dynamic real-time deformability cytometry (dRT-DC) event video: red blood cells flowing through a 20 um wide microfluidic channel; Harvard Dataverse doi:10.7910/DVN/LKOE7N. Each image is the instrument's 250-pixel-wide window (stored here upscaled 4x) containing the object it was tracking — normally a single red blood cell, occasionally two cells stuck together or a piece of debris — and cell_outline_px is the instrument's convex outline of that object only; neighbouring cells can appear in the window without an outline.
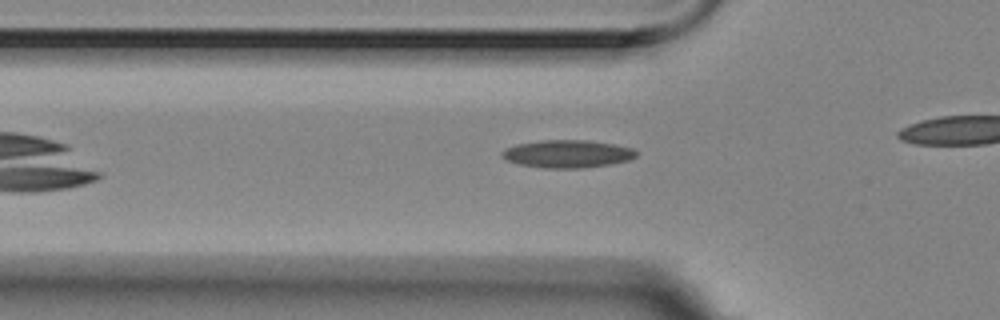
{"species": "Egyptian fruit bat (a non-hibernating species)", "species_latin": "Rousettus aegyptiacus", "temperature_condition": "room temperature", "stored_images_in_passage": 37, "camera_frame_rate_fps": 3000, "um_per_image_px": 0.085, "animal": {"sex": "female"}, "frame": {"image": 1, "passage_image": 6, "time_ms": 1.667, "image_size_px": [1000, 320], "cell_outline_px": [[640, 152], [636, 156], [628, 160], [608, 164], [580, 168], [544, 168], [520, 164], [508, 160], [500, 156], [500, 152], [504, 148], [516, 144], [540, 140], [588, 140], [612, 144], [632, 148]], "centroid_in_image_um": [48.2, 13.07], "position_along_channel_um": 77.6, "area_um2": 21.68}}
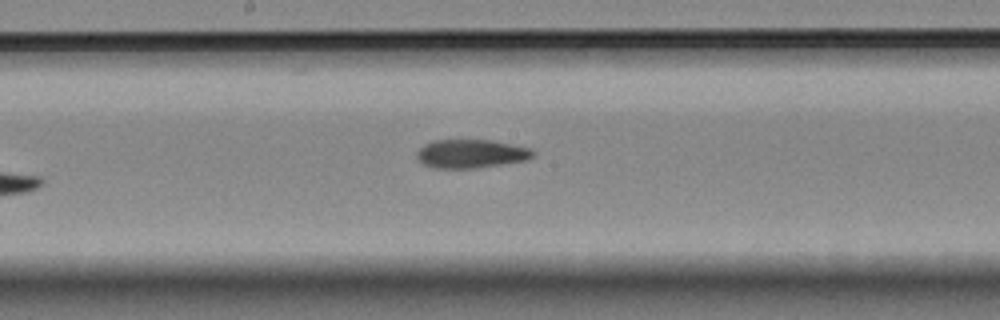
{"frame": {"image": 2, "passage_image": 17, "time_ms": 5.333, "image_size_px": [1000, 320], "cell_outline_px": [[536, 152], [528, 160], [476, 168], [432, 168], [424, 164], [416, 156], [416, 152], [424, 144], [432, 140], [492, 140], [532, 148]], "centroid_in_image_um": [40.05, 13.06], "position_along_channel_um": 208.1, "area_um2": 19.48}}
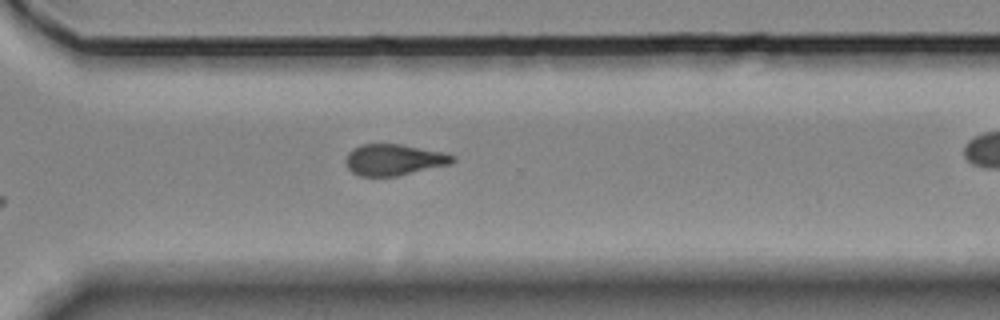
{"frame": {"image": 3, "passage_image": 28, "time_ms": 9.0, "image_size_px": [1000, 320], "cell_outline_px": [[456, 160], [452, 164], [396, 176], [360, 176], [352, 172], [348, 168], [344, 160], [348, 152], [352, 148], [360, 144], [400, 144], [440, 152], [456, 156]], "centroid_in_image_um": [33.46, 13.58], "position_along_channel_um": 337.1, "area_um2": 19.48}, "authors_computed_cell_mechanics": {"area_um2": 19.7098, "velocity_mm_per_s": 3.5249, "shape_relaxation_time_tau1_ms": null, "shape_relaxation_time_tau2_ms": 6.4173, "deformation_change_tau1": null, "deformation_change_tau2": 0.1504}}